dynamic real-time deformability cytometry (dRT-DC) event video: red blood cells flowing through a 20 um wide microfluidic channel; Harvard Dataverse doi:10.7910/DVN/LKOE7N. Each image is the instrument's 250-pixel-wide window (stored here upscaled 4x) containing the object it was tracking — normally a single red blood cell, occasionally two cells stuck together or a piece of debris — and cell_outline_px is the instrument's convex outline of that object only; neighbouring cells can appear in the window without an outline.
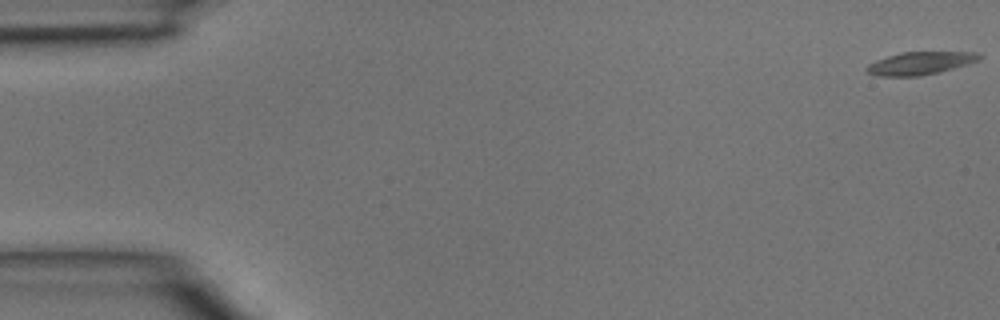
{"species": "common noctule bat (a hibernating species)", "species_latin": "Nyctalus noctula", "temperature_condition": "room temperature", "stored_images_in_passage": 11, "camera_frame_rate_fps": 3000, "um_per_image_px": 0.085, "animal": {"sex": "male", "body_mass_g": 15.6}, "frame": {"image": 1, "passage_image": 1, "time_ms": 0.0, "image_size_px": [1000, 320], "cell_outline_px": [[984, 56], [980, 60], [968, 64], [940, 72], [920, 76], [876, 76], [868, 72], [864, 68], [868, 64], [876, 60], [888, 56], [904, 52], [980, 52]], "centroid_in_image_um": [78.26, 5.37], "position_along_channel_um": 6.7, "area_um2": 15.09}}